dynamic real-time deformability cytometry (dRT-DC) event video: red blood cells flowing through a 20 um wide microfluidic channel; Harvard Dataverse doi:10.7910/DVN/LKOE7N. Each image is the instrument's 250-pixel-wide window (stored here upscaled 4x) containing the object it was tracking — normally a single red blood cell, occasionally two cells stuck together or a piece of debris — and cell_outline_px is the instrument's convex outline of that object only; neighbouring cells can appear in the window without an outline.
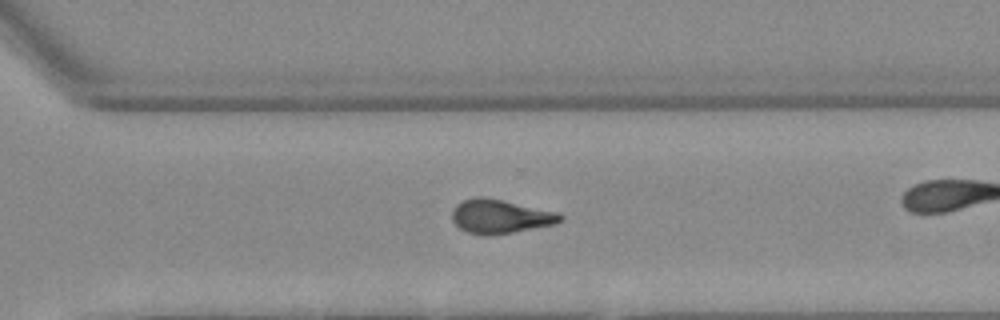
{"species": "Egyptian fruit bat (a non-hibernating species)", "species_latin": "Rousettus aegyptiacus", "temperature_condition": "warm", "stored_images_in_passage": 28, "camera_frame_rate_fps": 3000, "um_per_image_px": 0.085, "animal": {"sex": "female"}, "frame": {"image": 1, "passage_image": 24, "time_ms": 7.667, "image_size_px": [1000, 320], "cell_outline_px": [[564, 216], [556, 224], [512, 232], [468, 232], [460, 228], [452, 220], [452, 208], [456, 204], [464, 200], [480, 196], [560, 212]], "centroid_in_image_um": [42.55, 18.36], "position_along_channel_um": 328.1, "area_um2": 20.58}}